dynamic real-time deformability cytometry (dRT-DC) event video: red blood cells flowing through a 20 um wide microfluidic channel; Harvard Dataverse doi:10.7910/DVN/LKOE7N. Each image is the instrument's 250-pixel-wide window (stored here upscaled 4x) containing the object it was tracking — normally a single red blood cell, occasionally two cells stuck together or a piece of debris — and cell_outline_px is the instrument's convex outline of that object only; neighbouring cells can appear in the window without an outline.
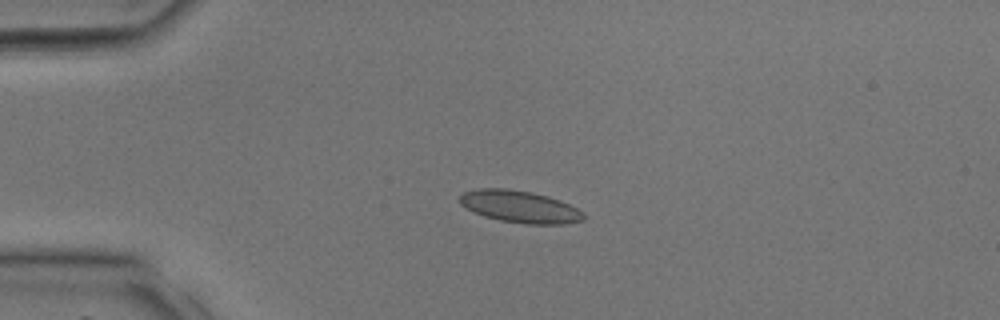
{"species": "common noctule bat (a hibernating species)", "species_latin": "Nyctalus noctula", "temperature_condition": "room temperature", "stored_images_in_passage": 33, "camera_frame_rate_fps": 3000, "um_per_image_px": 0.085, "animal": {"sex": "male", "body_mass_g": 17.9, "forearm_length_mm": 54.2}, "frame": {"image": 1, "passage_image": 8, "time_ms": 2.333, "image_size_px": [1000, 320], "cell_outline_px": [[584, 220], [564, 224], [528, 224], [500, 220], [484, 216], [472, 212], [460, 204], [460, 196], [464, 192], [476, 188], [508, 188], [532, 192], [548, 196], [560, 200], [584, 212]], "centroid_in_image_um": [44.17, 17.56], "position_along_channel_um": 40.8, "area_um2": 23.24}}
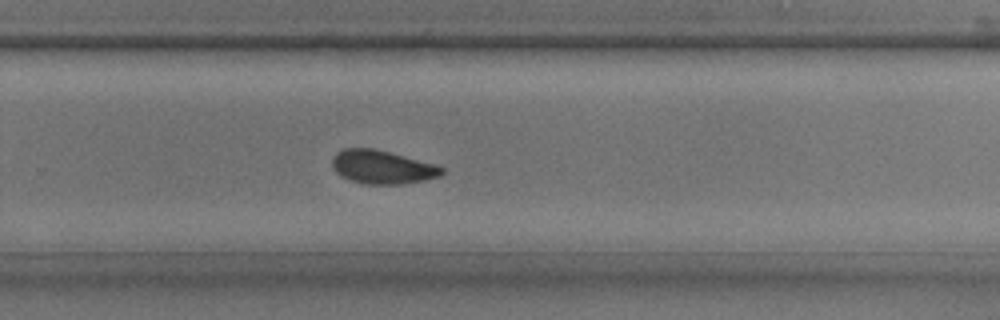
{"frame": {"image": 2, "passage_image": 23, "time_ms": 7.333, "image_size_px": [1000, 320], "cell_outline_px": [[444, 172], [440, 176], [424, 180], [400, 184], [368, 184], [352, 180], [340, 176], [332, 168], [332, 156], [336, 152], [344, 148], [376, 148], [436, 164], [444, 168]], "centroid_in_image_um": [32.48, 14.18], "position_along_channel_um": 297.3, "area_um2": 21.56}}
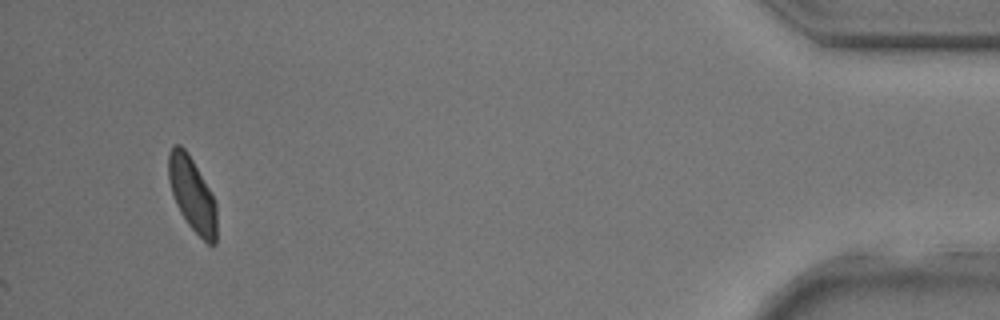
{"frame": {"image": 3, "passage_image": 33, "time_ms": 10.667, "image_size_px": [1000, 320], "cell_outline_px": [[216, 244], [208, 244], [188, 224], [180, 212], [176, 204], [168, 180], [168, 152], [172, 144], [180, 144], [188, 152], [216, 200]], "centroid_in_image_um": [16.32, 16.47], "position_along_channel_um": 418.9, "area_um2": 20.87}}